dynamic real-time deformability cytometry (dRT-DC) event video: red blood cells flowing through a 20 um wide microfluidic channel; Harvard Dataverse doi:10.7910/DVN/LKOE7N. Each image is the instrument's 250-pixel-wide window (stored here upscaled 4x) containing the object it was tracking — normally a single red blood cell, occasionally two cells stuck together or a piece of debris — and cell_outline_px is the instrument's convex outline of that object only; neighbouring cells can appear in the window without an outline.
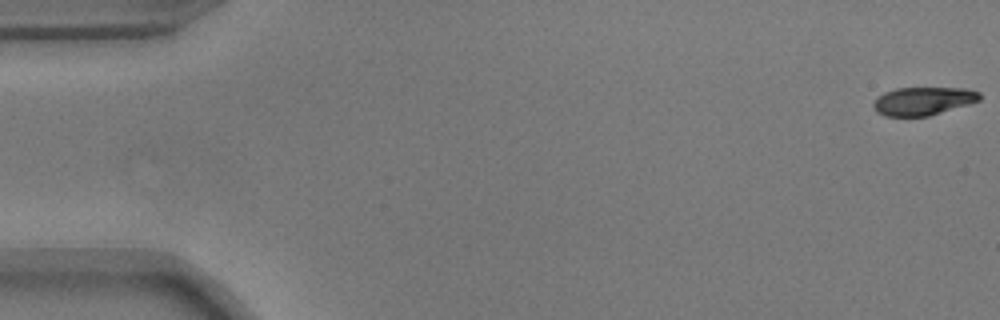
{"species": "common noctule bat (a hibernating species)", "species_latin": "Nyctalus noctula", "temperature_condition": "warm", "stored_images_in_passage": 19, "camera_frame_rate_fps": 3000, "um_per_image_px": 0.085, "animal": {"sex": "male", "body_mass_g": 17.9}, "frame": {"image": 1, "passage_image": 1, "time_ms": 0.0, "image_size_px": [1000, 320], "cell_outline_px": [[980, 100], [968, 104], [928, 116], [884, 116], [876, 112], [872, 104], [884, 92], [896, 88], [964, 88], [980, 92]], "centroid_in_image_um": [78.45, 8.59], "position_along_channel_um": 6.5, "area_um2": 17.28}}
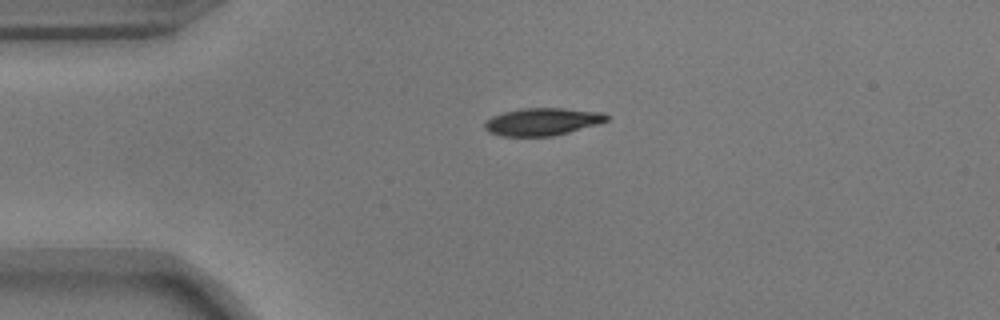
{"frame": {"image": 2, "passage_image": 13, "time_ms": 4.0, "image_size_px": [1000, 320], "cell_outline_px": [[612, 116], [608, 120], [596, 124], [568, 132], [552, 136], [504, 136], [488, 132], [484, 128], [484, 124], [492, 116], [504, 112], [520, 108], [564, 108], [604, 112]], "centroid_in_image_um": [46.12, 10.33], "position_along_channel_um": 38.9, "area_um2": 19.54}}
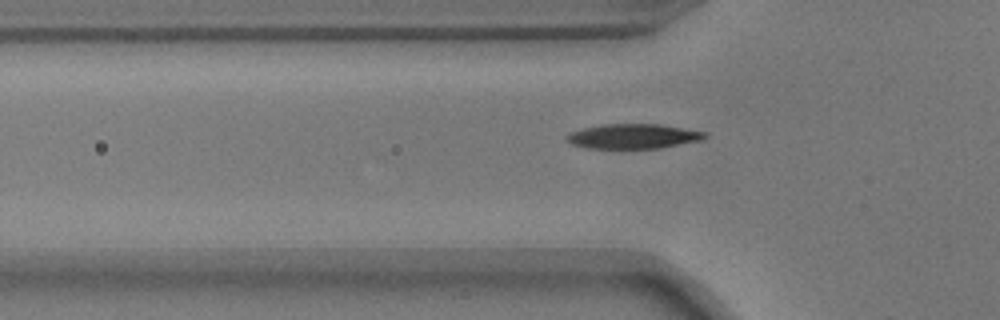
{"frame": {"image": 3, "passage_image": 18, "time_ms": 5.667, "image_size_px": [1000, 320], "cell_outline_px": [[708, 136], [700, 140], [660, 148], [588, 148], [572, 144], [564, 140], [568, 132], [600, 124], [660, 124], [708, 132]], "centroid_in_image_um": [53.8, 11.57], "position_along_channel_um": 72.0, "area_um2": 20.0}}